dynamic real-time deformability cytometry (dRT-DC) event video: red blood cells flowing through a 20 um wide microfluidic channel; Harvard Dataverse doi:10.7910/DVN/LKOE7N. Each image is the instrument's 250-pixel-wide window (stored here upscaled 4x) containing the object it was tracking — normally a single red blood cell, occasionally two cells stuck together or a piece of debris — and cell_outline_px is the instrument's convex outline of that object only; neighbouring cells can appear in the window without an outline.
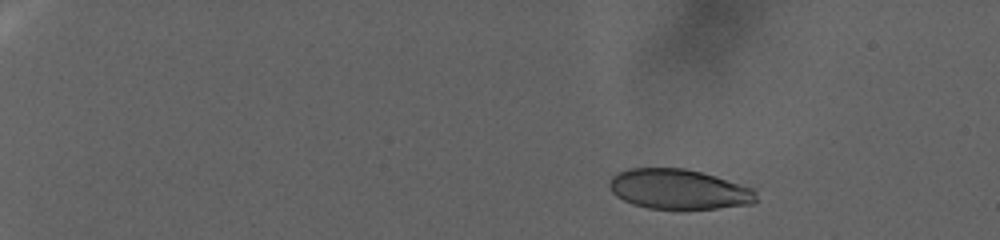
{"species": "human", "species_latin": "Homo sapiens", "temperature_condition": "warm", "stored_images_in_passage": 87, "camera_frame_rate_fps": 3000, "um_per_image_px": 0.085, "donor": {"sex": "female"}, "frame": {"image": 1, "passage_image": 1, "time_ms": 0.0, "image_size_px": [1000, 240], "cell_outline_px": [[756, 200], [752, 204], [716, 208], [648, 208], [632, 204], [616, 196], [612, 192], [608, 184], [612, 176], [628, 168], [684, 168], [716, 176], [756, 188]], "centroid_in_image_um": [57.71, 16.07], "position_along_channel_um": 27.3, "area_um2": 34.16}}
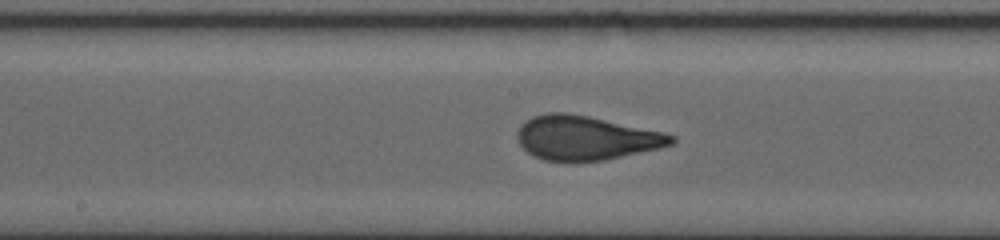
{"frame": {"image": 2, "passage_image": 46, "time_ms": 15.0, "image_size_px": [1000, 240], "cell_outline_px": [[676, 140], [672, 144], [660, 148], [604, 160], [544, 160], [528, 152], [520, 144], [516, 136], [516, 132], [520, 124], [524, 120], [532, 116], [548, 112], [568, 112], [588, 116], [664, 132], [676, 136]], "centroid_in_image_um": [49.78, 11.69], "position_along_channel_um": 198.4, "area_um2": 39.48}}
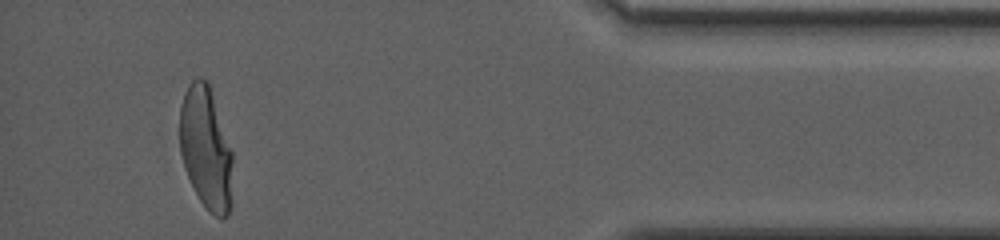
{"frame": {"image": 3, "passage_image": 82, "time_ms": 27.0, "image_size_px": [1000, 240], "cell_outline_px": [[232, 208], [228, 216], [216, 216], [208, 212], [200, 200], [184, 168], [180, 152], [180, 104], [184, 92], [188, 84], [192, 80], [200, 76], [208, 80], [232, 152]], "centroid_in_image_um": [17.51, 12.59], "position_along_channel_um": 417.7, "area_um2": 38.15}}